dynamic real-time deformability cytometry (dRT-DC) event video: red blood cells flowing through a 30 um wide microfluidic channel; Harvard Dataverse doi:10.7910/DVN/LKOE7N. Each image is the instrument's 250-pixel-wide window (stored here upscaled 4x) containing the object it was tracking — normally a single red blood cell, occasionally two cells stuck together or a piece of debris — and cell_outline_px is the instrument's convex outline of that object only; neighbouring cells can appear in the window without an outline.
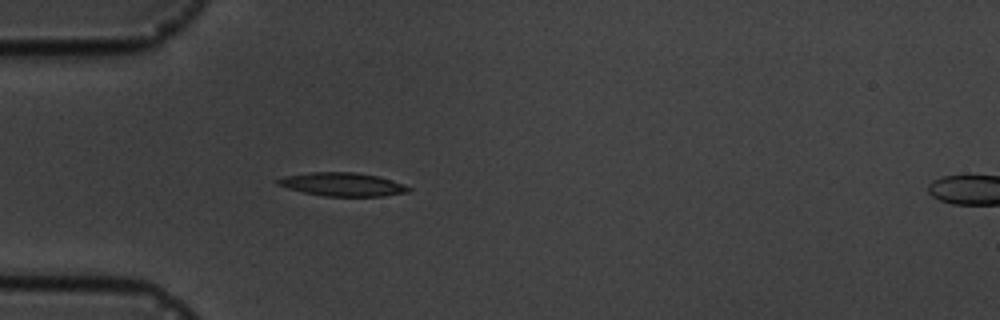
{"species": "common noctule bat (a hibernating species)", "species_latin": "Nyctalus noctula", "temperature_condition": "cold", "stored_images_in_passage": 4, "camera_frame_rate_fps": 3000, "um_per_image_px": 0.085, "animal": {"sex": "male", "body_mass_g": 19.5, "forearm_length_mm": 54.6}, "frame": {"image": 1, "passage_image": 3, "time_ms": 3.0, "image_size_px": [1000, 320], "cell_outline_px": [[412, 188], [408, 192], [384, 196], [324, 196], [304, 192], [288, 188], [276, 184], [276, 180], [284, 176], [308, 172], [352, 172], [376, 176], [392, 180], [404, 184]], "centroid_in_image_um": [29.1, 15.67], "position_along_channel_um": 55.9, "area_um2": 17.8}}